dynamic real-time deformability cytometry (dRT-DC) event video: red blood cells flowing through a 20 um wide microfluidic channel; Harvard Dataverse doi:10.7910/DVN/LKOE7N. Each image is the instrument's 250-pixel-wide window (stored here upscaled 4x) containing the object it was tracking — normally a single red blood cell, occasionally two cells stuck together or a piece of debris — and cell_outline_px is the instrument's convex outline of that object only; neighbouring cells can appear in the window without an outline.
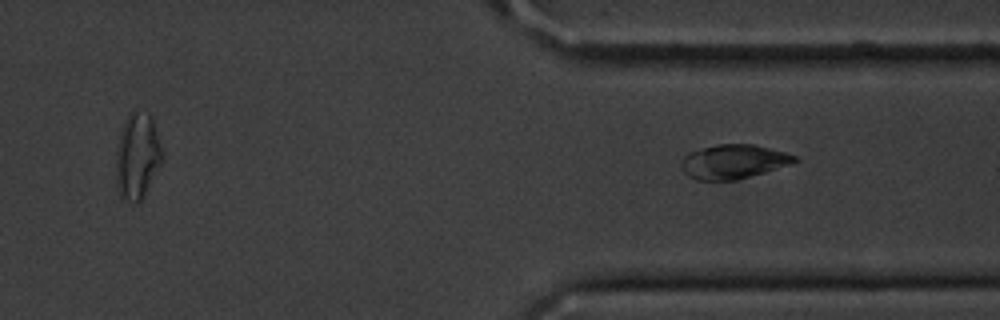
{"species": "common noctule bat (a hibernating species)", "species_latin": "Nyctalus noctula", "temperature_condition": "cold", "stored_images_in_passage": 10, "segment_of_instrument_passage": [2, 2], "camera_frame_rate_fps": 3000, "um_per_image_px": 0.085, "animal": {"sex": "male", "body_mass_g": 20.1, "forearm_length_mm": 53.5}, "frame": {"image": 1, "passage_image": 10, "time_ms": 10.333, "image_size_px": [1000, 320], "cell_outline_px": [[800, 160], [764, 172], [736, 180], [696, 180], [688, 176], [680, 168], [680, 160], [688, 152], [700, 148], [716, 144], [752, 144], [784, 152], [796, 156]], "centroid_in_image_um": [62.26, 13.73], "position_along_channel_um": 349.1, "area_um2": 22.54}}